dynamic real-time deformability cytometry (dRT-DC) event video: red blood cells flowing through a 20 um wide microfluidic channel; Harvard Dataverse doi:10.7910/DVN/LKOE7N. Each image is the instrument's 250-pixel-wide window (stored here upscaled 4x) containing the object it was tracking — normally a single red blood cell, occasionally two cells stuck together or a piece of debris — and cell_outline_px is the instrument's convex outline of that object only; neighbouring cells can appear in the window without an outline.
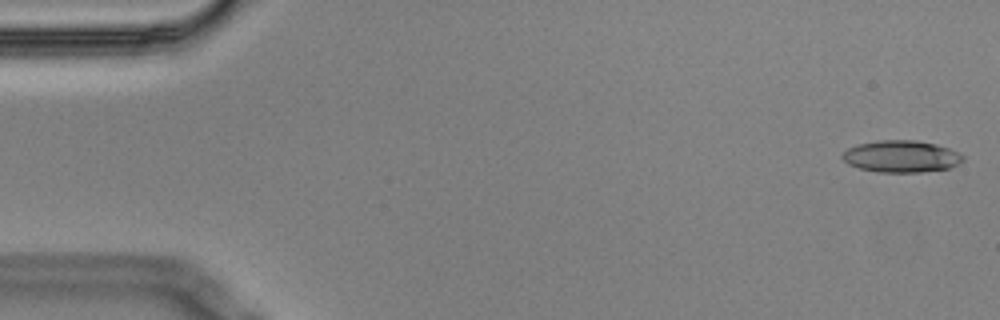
{"species": "Egyptian fruit bat (a non-hibernating species)", "species_latin": "Rousettus aegyptiacus", "temperature_condition": "cold", "stored_images_in_passage": 4, "camera_frame_rate_fps": 3000, "um_per_image_px": 0.085, "animal": {"sex": "male"}, "frame": {"image": 1, "passage_image": 1, "time_ms": 0.0, "image_size_px": [1000, 320], "cell_outline_px": [[964, 160], [948, 168], [920, 172], [876, 172], [860, 168], [848, 164], [840, 156], [848, 148], [856, 144], [880, 140], [916, 140], [936, 144], [948, 148], [964, 156]], "centroid_in_image_um": [76.57, 13.29], "position_along_channel_um": 8.4, "area_um2": 22.31}}
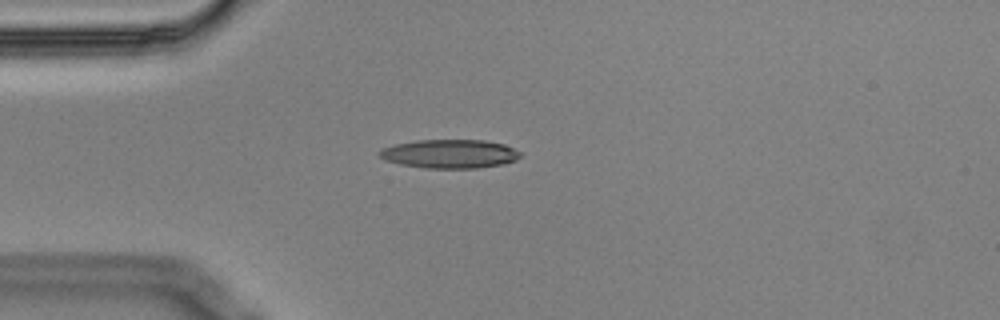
{"frame": {"image": 2, "passage_image": 4, "time_ms": 1.0, "image_size_px": [1000, 320], "cell_outline_px": [[520, 156], [516, 160], [504, 164], [476, 168], [424, 168], [400, 164], [384, 160], [376, 152], [384, 148], [396, 144], [416, 140], [484, 140], [504, 144], [520, 152]], "centroid_in_image_um": [38.22, 13.08], "position_along_channel_um": 46.8, "area_um2": 23.58}}